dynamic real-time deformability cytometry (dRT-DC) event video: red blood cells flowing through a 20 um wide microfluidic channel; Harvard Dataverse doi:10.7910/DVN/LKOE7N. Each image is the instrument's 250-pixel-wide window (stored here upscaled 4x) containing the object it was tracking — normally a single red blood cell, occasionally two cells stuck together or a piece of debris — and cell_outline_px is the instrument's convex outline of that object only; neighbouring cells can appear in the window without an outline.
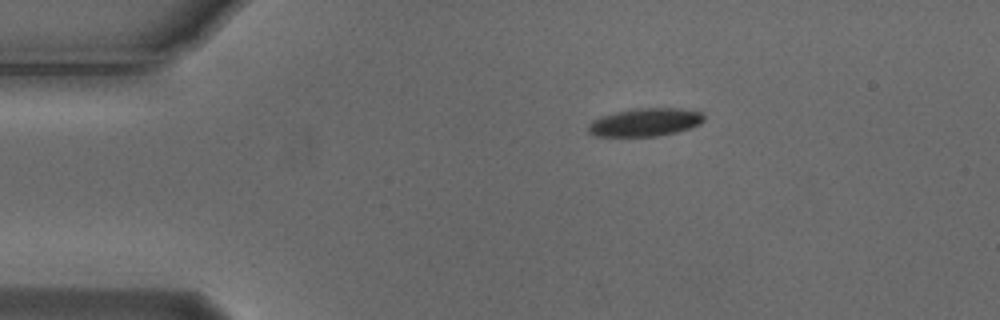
{"species": "Egyptian fruit bat (a non-hibernating species)", "species_latin": "Rousettus aegyptiacus", "temperature_condition": "cold", "stored_images_in_passage": 25, "camera_frame_rate_fps": 3000, "um_per_image_px": 0.085, "animal": {"sex": "male"}, "frame": {"image": 1, "passage_image": 1, "time_ms": 0.0, "image_size_px": [1000, 320], "cell_outline_px": [[704, 120], [700, 124], [692, 128], [676, 132], [656, 136], [596, 136], [588, 132], [588, 124], [592, 120], [600, 116], [632, 108], [680, 108], [700, 112], [704, 116]], "centroid_in_image_um": [54.83, 10.38], "position_along_channel_um": 30.2, "area_um2": 19.02}}
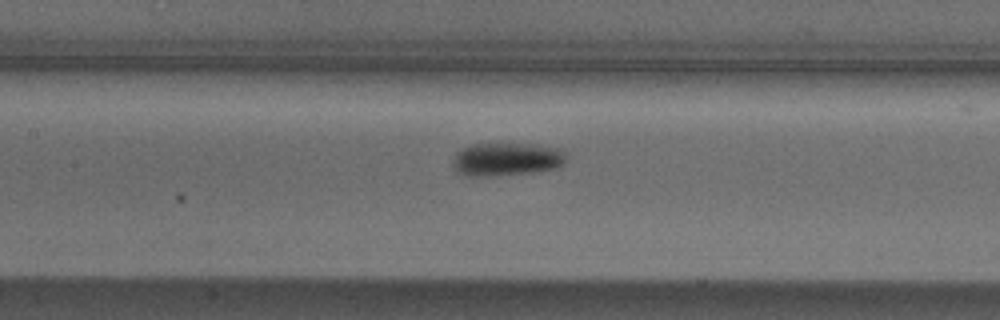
{"frame": {"image": 2, "passage_image": 16, "time_ms": 5.0, "image_size_px": [1000, 320], "cell_outline_px": [[564, 164], [556, 168], [532, 172], [492, 176], [468, 176], [460, 172], [452, 164], [456, 152], [472, 144], [532, 144], [564, 148]], "centroid_in_image_um": [43.09, 13.53], "position_along_channel_um": 164.3, "area_um2": 21.79}}
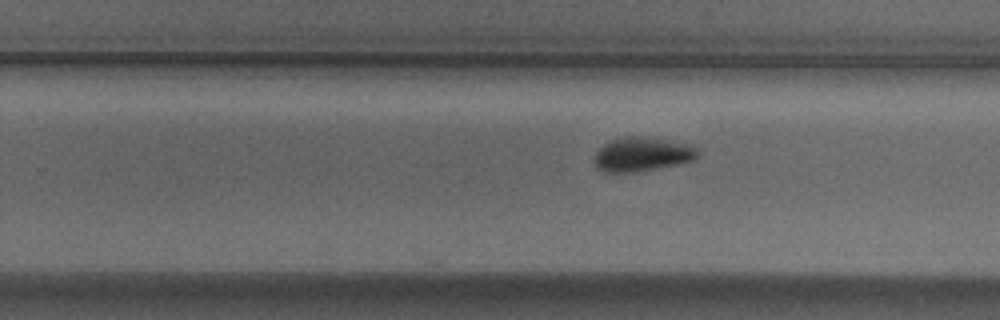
{"frame": {"image": 3, "passage_image": 25, "time_ms": 8.0, "image_size_px": [1000, 320], "cell_outline_px": [[696, 160], [680, 164], [636, 172], [604, 172], [596, 168], [596, 152], [604, 144], [612, 140], [632, 136], [668, 140], [688, 144], [696, 148]], "centroid_in_image_um": [54.59, 13.14], "position_along_channel_um": 275.2, "area_um2": 20.17}}